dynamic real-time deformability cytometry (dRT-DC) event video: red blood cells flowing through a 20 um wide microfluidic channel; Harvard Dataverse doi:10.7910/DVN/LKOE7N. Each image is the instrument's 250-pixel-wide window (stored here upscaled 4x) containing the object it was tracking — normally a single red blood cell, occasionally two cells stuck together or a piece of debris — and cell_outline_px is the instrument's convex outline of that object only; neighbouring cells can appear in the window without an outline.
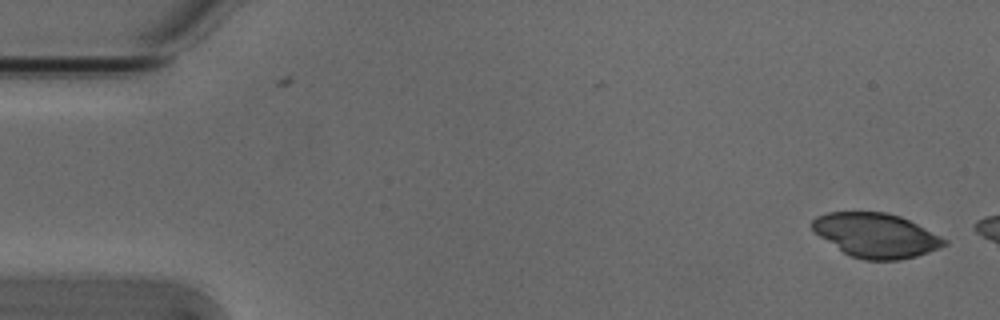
{"species": "Egyptian fruit bat (a non-hibernating species)", "species_latin": "Rousettus aegyptiacus", "temperature_condition": "cold", "stored_images_in_passage": 6, "camera_frame_rate_fps": 3000, "um_per_image_px": 0.085, "animal": {"sex": "male"}, "frame": {"image": 1, "passage_image": 1, "time_ms": 0.0, "image_size_px": [1000, 320], "cell_outline_px": [[948, 244], [940, 248], [916, 256], [900, 260], [864, 260], [852, 256], [844, 252], [820, 236], [812, 228], [812, 220], [816, 216], [828, 212], [884, 212], [900, 216], [948, 240]], "centroid_in_image_um": [74.47, 20.0], "position_along_channel_um": 10.5, "area_um2": 33.7}}